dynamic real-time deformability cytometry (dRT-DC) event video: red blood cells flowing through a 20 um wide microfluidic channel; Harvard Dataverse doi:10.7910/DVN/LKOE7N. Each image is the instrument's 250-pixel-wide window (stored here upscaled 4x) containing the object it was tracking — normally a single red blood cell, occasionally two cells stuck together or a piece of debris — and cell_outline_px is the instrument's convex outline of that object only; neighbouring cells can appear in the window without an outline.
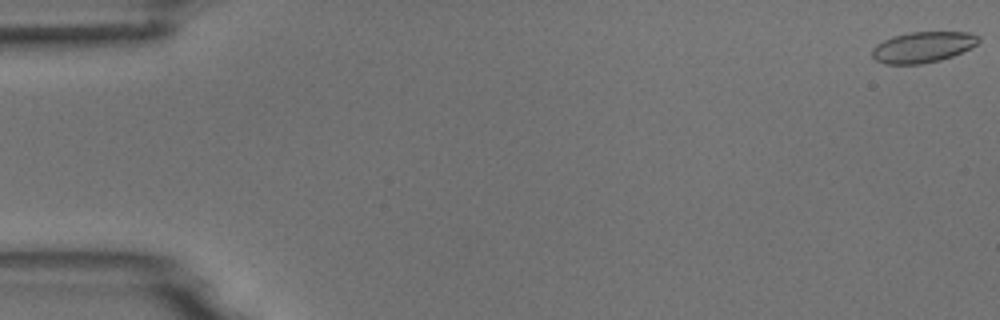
{"species": "common noctule bat (a hibernating species)", "species_latin": "Nyctalus noctula", "temperature_condition": "room temperature", "stored_images_in_passage": 55, "camera_frame_rate_fps": 3000, "um_per_image_px": 0.085, "animal": {"sex": "male", "body_mass_g": 18.8}, "frame": {"image": 1, "passage_image": 1, "time_ms": 0.0, "image_size_px": [1000, 320], "cell_outline_px": [[980, 40], [976, 44], [952, 56], [940, 60], [920, 64], [884, 64], [876, 60], [872, 56], [872, 48], [876, 44], [892, 36], [908, 32], [968, 32], [980, 36]], "centroid_in_image_um": [78.4, 4.0], "position_along_channel_um": 6.6, "area_um2": 19.07}}
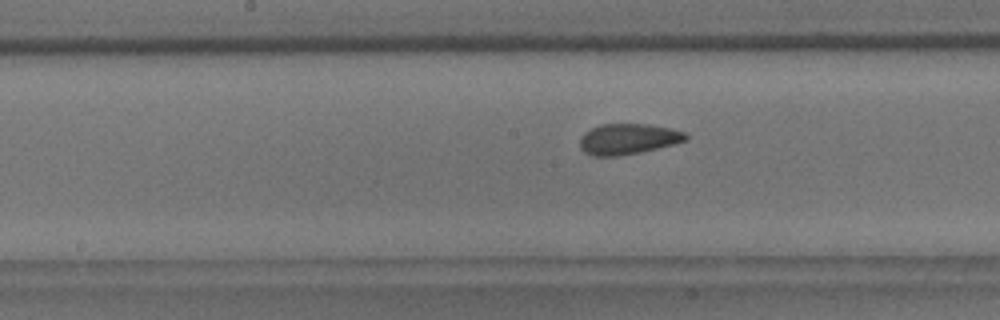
{"frame": {"image": 2, "passage_image": 28, "time_ms": 9.0, "image_size_px": [1000, 320], "cell_outline_px": [[688, 140], [640, 152], [616, 156], [592, 156], [584, 152], [580, 148], [580, 136], [584, 132], [600, 124], [648, 124], [672, 128], [684, 132], [688, 136]], "centroid_in_image_um": [53.36, 11.81], "position_along_channel_um": 194.8, "area_um2": 18.96}}
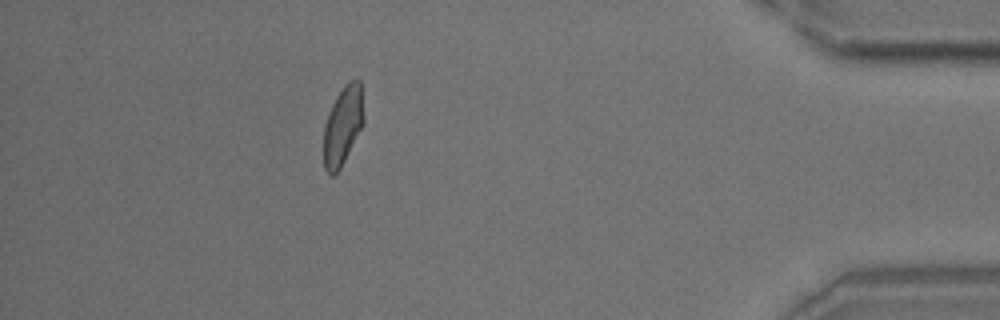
{"frame": {"image": 3, "passage_image": 49, "time_ms": 16.0, "image_size_px": [1000, 320], "cell_outline_px": [[364, 124], [340, 168], [332, 176], [328, 176], [324, 168], [324, 124], [328, 112], [336, 96], [344, 84], [348, 80], [360, 80], [364, 116]], "centroid_in_image_um": [29.13, 10.67], "position_along_channel_um": 406.1, "area_um2": 18.55}, "authors_computed_cell_mechanics": {"area_um2": 19.1896, "velocity_mm_per_s": 3.7164, "shape_relaxation_time_tau1_ms": 3.7836, "shape_relaxation_time_tau2_ms": 1.0241, "deformation_change_tau1": 0.1315, "deformation_change_tau2": 0.0739}}